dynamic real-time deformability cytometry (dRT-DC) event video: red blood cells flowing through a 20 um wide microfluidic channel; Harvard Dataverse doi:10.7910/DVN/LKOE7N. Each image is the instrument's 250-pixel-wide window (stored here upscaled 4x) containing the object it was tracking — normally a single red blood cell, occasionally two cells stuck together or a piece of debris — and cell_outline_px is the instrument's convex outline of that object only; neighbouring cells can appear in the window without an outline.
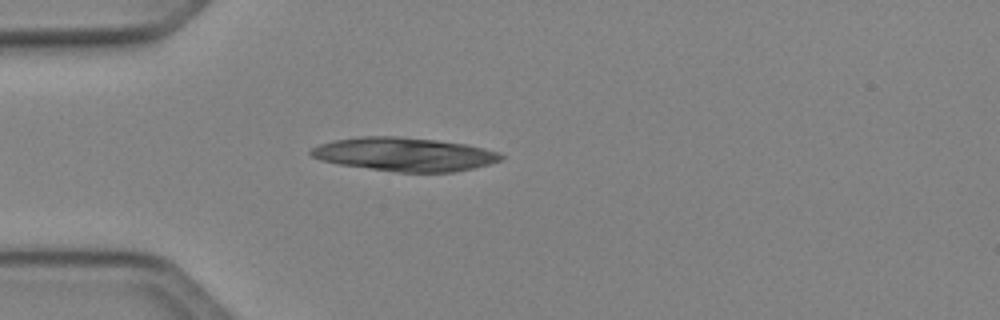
{"species": "Egyptian fruit bat (a non-hibernating species)", "species_latin": "Rousettus aegyptiacus", "temperature_condition": "cold", "stored_images_in_passage": 28, "camera_frame_rate_fps": 3000, "um_per_image_px": 0.085, "animal": {"sex": "female"}, "frame": {"image": 1, "passage_image": 1, "time_ms": 0.0, "image_size_px": [1000, 320], "cell_outline_px": [[504, 156], [500, 160], [488, 164], [472, 168], [452, 172], [396, 172], [340, 164], [320, 160], [312, 156], [308, 152], [312, 148], [320, 144], [336, 140], [360, 136], [396, 136], [436, 140], [464, 144], [484, 148], [500, 152]], "centroid_in_image_um": [34.37, 13.11], "position_along_channel_um": 50.6, "area_um2": 36.93}}